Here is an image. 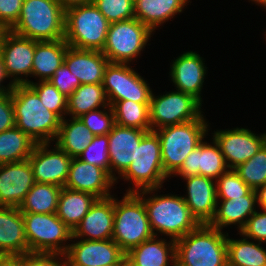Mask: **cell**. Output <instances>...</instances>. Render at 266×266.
I'll return each mask as SVG.
<instances>
[{
    "label": "cell",
    "mask_w": 266,
    "mask_h": 266,
    "mask_svg": "<svg viewBox=\"0 0 266 266\" xmlns=\"http://www.w3.org/2000/svg\"><path fill=\"white\" fill-rule=\"evenodd\" d=\"M159 189L161 190L154 188L137 192L143 199L154 236H160V233L177 240L195 230L200 224L192 216L183 197L174 194L158 195Z\"/></svg>",
    "instance_id": "1"
},
{
    "label": "cell",
    "mask_w": 266,
    "mask_h": 266,
    "mask_svg": "<svg viewBox=\"0 0 266 266\" xmlns=\"http://www.w3.org/2000/svg\"><path fill=\"white\" fill-rule=\"evenodd\" d=\"M11 100L15 127L36 143L55 141L61 119L42 104L38 94L29 85H15L11 91Z\"/></svg>",
    "instance_id": "2"
},
{
    "label": "cell",
    "mask_w": 266,
    "mask_h": 266,
    "mask_svg": "<svg viewBox=\"0 0 266 266\" xmlns=\"http://www.w3.org/2000/svg\"><path fill=\"white\" fill-rule=\"evenodd\" d=\"M175 266H228L227 233L209 224L175 240Z\"/></svg>",
    "instance_id": "3"
},
{
    "label": "cell",
    "mask_w": 266,
    "mask_h": 266,
    "mask_svg": "<svg viewBox=\"0 0 266 266\" xmlns=\"http://www.w3.org/2000/svg\"><path fill=\"white\" fill-rule=\"evenodd\" d=\"M65 10L58 0H23L12 32L37 41L64 39Z\"/></svg>",
    "instance_id": "4"
},
{
    "label": "cell",
    "mask_w": 266,
    "mask_h": 266,
    "mask_svg": "<svg viewBox=\"0 0 266 266\" xmlns=\"http://www.w3.org/2000/svg\"><path fill=\"white\" fill-rule=\"evenodd\" d=\"M204 117L202 115L193 121L155 130L161 143L163 170L168 177L173 176L181 168L187 155L205 140L209 124Z\"/></svg>",
    "instance_id": "5"
},
{
    "label": "cell",
    "mask_w": 266,
    "mask_h": 266,
    "mask_svg": "<svg viewBox=\"0 0 266 266\" xmlns=\"http://www.w3.org/2000/svg\"><path fill=\"white\" fill-rule=\"evenodd\" d=\"M118 178L133 185L126 193L163 187L169 177L163 170L161 143L156 131L150 130L143 136L135 159Z\"/></svg>",
    "instance_id": "6"
},
{
    "label": "cell",
    "mask_w": 266,
    "mask_h": 266,
    "mask_svg": "<svg viewBox=\"0 0 266 266\" xmlns=\"http://www.w3.org/2000/svg\"><path fill=\"white\" fill-rule=\"evenodd\" d=\"M109 22L92 3L65 10L64 39L73 48L101 51Z\"/></svg>",
    "instance_id": "7"
},
{
    "label": "cell",
    "mask_w": 266,
    "mask_h": 266,
    "mask_svg": "<svg viewBox=\"0 0 266 266\" xmlns=\"http://www.w3.org/2000/svg\"><path fill=\"white\" fill-rule=\"evenodd\" d=\"M154 236L143 199L137 193H124L121 200L114 196V228L112 239L128 253Z\"/></svg>",
    "instance_id": "8"
},
{
    "label": "cell",
    "mask_w": 266,
    "mask_h": 266,
    "mask_svg": "<svg viewBox=\"0 0 266 266\" xmlns=\"http://www.w3.org/2000/svg\"><path fill=\"white\" fill-rule=\"evenodd\" d=\"M28 253L65 254L72 242L71 230L56 213H22ZM67 243V244H66Z\"/></svg>",
    "instance_id": "9"
},
{
    "label": "cell",
    "mask_w": 266,
    "mask_h": 266,
    "mask_svg": "<svg viewBox=\"0 0 266 266\" xmlns=\"http://www.w3.org/2000/svg\"><path fill=\"white\" fill-rule=\"evenodd\" d=\"M152 34L136 18L111 23L102 53L109 63L130 64L141 55Z\"/></svg>",
    "instance_id": "10"
},
{
    "label": "cell",
    "mask_w": 266,
    "mask_h": 266,
    "mask_svg": "<svg viewBox=\"0 0 266 266\" xmlns=\"http://www.w3.org/2000/svg\"><path fill=\"white\" fill-rule=\"evenodd\" d=\"M202 104L194 96L178 90L158 96L152 92L149 104L151 130L199 119L204 113Z\"/></svg>",
    "instance_id": "11"
},
{
    "label": "cell",
    "mask_w": 266,
    "mask_h": 266,
    "mask_svg": "<svg viewBox=\"0 0 266 266\" xmlns=\"http://www.w3.org/2000/svg\"><path fill=\"white\" fill-rule=\"evenodd\" d=\"M110 106L116 101L150 103L152 90L130 64L108 63L102 83Z\"/></svg>",
    "instance_id": "12"
},
{
    "label": "cell",
    "mask_w": 266,
    "mask_h": 266,
    "mask_svg": "<svg viewBox=\"0 0 266 266\" xmlns=\"http://www.w3.org/2000/svg\"><path fill=\"white\" fill-rule=\"evenodd\" d=\"M34 52V39L0 30V53L7 75L15 85L30 84L28 76L31 78Z\"/></svg>",
    "instance_id": "13"
},
{
    "label": "cell",
    "mask_w": 266,
    "mask_h": 266,
    "mask_svg": "<svg viewBox=\"0 0 266 266\" xmlns=\"http://www.w3.org/2000/svg\"><path fill=\"white\" fill-rule=\"evenodd\" d=\"M72 240L65 253L66 266H126V253L113 239Z\"/></svg>",
    "instance_id": "14"
},
{
    "label": "cell",
    "mask_w": 266,
    "mask_h": 266,
    "mask_svg": "<svg viewBox=\"0 0 266 266\" xmlns=\"http://www.w3.org/2000/svg\"><path fill=\"white\" fill-rule=\"evenodd\" d=\"M229 169L252 158L266 143V133L256 134L247 128L216 130L212 135Z\"/></svg>",
    "instance_id": "15"
},
{
    "label": "cell",
    "mask_w": 266,
    "mask_h": 266,
    "mask_svg": "<svg viewBox=\"0 0 266 266\" xmlns=\"http://www.w3.org/2000/svg\"><path fill=\"white\" fill-rule=\"evenodd\" d=\"M51 143H36L28 158L35 182L64 187L72 158L56 144L51 149ZM50 148V150H49Z\"/></svg>",
    "instance_id": "16"
},
{
    "label": "cell",
    "mask_w": 266,
    "mask_h": 266,
    "mask_svg": "<svg viewBox=\"0 0 266 266\" xmlns=\"http://www.w3.org/2000/svg\"><path fill=\"white\" fill-rule=\"evenodd\" d=\"M34 184L28 159L0 164V206L19 207Z\"/></svg>",
    "instance_id": "17"
},
{
    "label": "cell",
    "mask_w": 266,
    "mask_h": 266,
    "mask_svg": "<svg viewBox=\"0 0 266 266\" xmlns=\"http://www.w3.org/2000/svg\"><path fill=\"white\" fill-rule=\"evenodd\" d=\"M172 61L169 77L171 76L175 89L194 96L202 103L201 92L208 71L204 58L190 50Z\"/></svg>",
    "instance_id": "18"
},
{
    "label": "cell",
    "mask_w": 266,
    "mask_h": 266,
    "mask_svg": "<svg viewBox=\"0 0 266 266\" xmlns=\"http://www.w3.org/2000/svg\"><path fill=\"white\" fill-rule=\"evenodd\" d=\"M115 180L101 167L72 158L65 188L88 192L98 199L111 197Z\"/></svg>",
    "instance_id": "19"
},
{
    "label": "cell",
    "mask_w": 266,
    "mask_h": 266,
    "mask_svg": "<svg viewBox=\"0 0 266 266\" xmlns=\"http://www.w3.org/2000/svg\"><path fill=\"white\" fill-rule=\"evenodd\" d=\"M150 130L122 127L115 124L108 133L110 176L118 183V177L128 168L136 156V148ZM116 172V173H115Z\"/></svg>",
    "instance_id": "20"
},
{
    "label": "cell",
    "mask_w": 266,
    "mask_h": 266,
    "mask_svg": "<svg viewBox=\"0 0 266 266\" xmlns=\"http://www.w3.org/2000/svg\"><path fill=\"white\" fill-rule=\"evenodd\" d=\"M212 139L210 143L202 141L196 149L191 151L181 168L172 177L179 175L180 178H186L202 175L216 181L221 174L227 171L229 168L220 147L214 138Z\"/></svg>",
    "instance_id": "21"
},
{
    "label": "cell",
    "mask_w": 266,
    "mask_h": 266,
    "mask_svg": "<svg viewBox=\"0 0 266 266\" xmlns=\"http://www.w3.org/2000/svg\"><path fill=\"white\" fill-rule=\"evenodd\" d=\"M186 181V196H182L192 216L199 224H210L217 208L216 181L202 175L181 178Z\"/></svg>",
    "instance_id": "22"
},
{
    "label": "cell",
    "mask_w": 266,
    "mask_h": 266,
    "mask_svg": "<svg viewBox=\"0 0 266 266\" xmlns=\"http://www.w3.org/2000/svg\"><path fill=\"white\" fill-rule=\"evenodd\" d=\"M114 228V195L97 199L74 228L72 238L84 240L112 239ZM85 237V238H84Z\"/></svg>",
    "instance_id": "23"
},
{
    "label": "cell",
    "mask_w": 266,
    "mask_h": 266,
    "mask_svg": "<svg viewBox=\"0 0 266 266\" xmlns=\"http://www.w3.org/2000/svg\"><path fill=\"white\" fill-rule=\"evenodd\" d=\"M109 61L101 51L68 47L64 64L81 84H102Z\"/></svg>",
    "instance_id": "24"
},
{
    "label": "cell",
    "mask_w": 266,
    "mask_h": 266,
    "mask_svg": "<svg viewBox=\"0 0 266 266\" xmlns=\"http://www.w3.org/2000/svg\"><path fill=\"white\" fill-rule=\"evenodd\" d=\"M153 236L126 253V266H175V240Z\"/></svg>",
    "instance_id": "25"
},
{
    "label": "cell",
    "mask_w": 266,
    "mask_h": 266,
    "mask_svg": "<svg viewBox=\"0 0 266 266\" xmlns=\"http://www.w3.org/2000/svg\"><path fill=\"white\" fill-rule=\"evenodd\" d=\"M28 253L24 220L18 207L0 206V255Z\"/></svg>",
    "instance_id": "26"
},
{
    "label": "cell",
    "mask_w": 266,
    "mask_h": 266,
    "mask_svg": "<svg viewBox=\"0 0 266 266\" xmlns=\"http://www.w3.org/2000/svg\"><path fill=\"white\" fill-rule=\"evenodd\" d=\"M256 205L255 190L242 197L217 200L216 213L209 225L221 231L224 227L235 225L240 232L248 218L256 211Z\"/></svg>",
    "instance_id": "27"
},
{
    "label": "cell",
    "mask_w": 266,
    "mask_h": 266,
    "mask_svg": "<svg viewBox=\"0 0 266 266\" xmlns=\"http://www.w3.org/2000/svg\"><path fill=\"white\" fill-rule=\"evenodd\" d=\"M190 0H134L135 18L153 33L155 29L182 13Z\"/></svg>",
    "instance_id": "28"
},
{
    "label": "cell",
    "mask_w": 266,
    "mask_h": 266,
    "mask_svg": "<svg viewBox=\"0 0 266 266\" xmlns=\"http://www.w3.org/2000/svg\"><path fill=\"white\" fill-rule=\"evenodd\" d=\"M68 47L65 39L56 41L35 40L31 77L39 78L38 81H48L64 63Z\"/></svg>",
    "instance_id": "29"
},
{
    "label": "cell",
    "mask_w": 266,
    "mask_h": 266,
    "mask_svg": "<svg viewBox=\"0 0 266 266\" xmlns=\"http://www.w3.org/2000/svg\"><path fill=\"white\" fill-rule=\"evenodd\" d=\"M65 118L60 122L59 132L54 142L71 158H78L89 146L95 135L80 118Z\"/></svg>",
    "instance_id": "30"
},
{
    "label": "cell",
    "mask_w": 266,
    "mask_h": 266,
    "mask_svg": "<svg viewBox=\"0 0 266 266\" xmlns=\"http://www.w3.org/2000/svg\"><path fill=\"white\" fill-rule=\"evenodd\" d=\"M97 199L91 193L74 191L63 187L59 196L56 214L64 224L74 230Z\"/></svg>",
    "instance_id": "31"
},
{
    "label": "cell",
    "mask_w": 266,
    "mask_h": 266,
    "mask_svg": "<svg viewBox=\"0 0 266 266\" xmlns=\"http://www.w3.org/2000/svg\"><path fill=\"white\" fill-rule=\"evenodd\" d=\"M110 106L102 84H81L67 98V116L79 118L96 109Z\"/></svg>",
    "instance_id": "32"
},
{
    "label": "cell",
    "mask_w": 266,
    "mask_h": 266,
    "mask_svg": "<svg viewBox=\"0 0 266 266\" xmlns=\"http://www.w3.org/2000/svg\"><path fill=\"white\" fill-rule=\"evenodd\" d=\"M227 232L228 266H266V249L262 243L249 240L241 235V239H230Z\"/></svg>",
    "instance_id": "33"
},
{
    "label": "cell",
    "mask_w": 266,
    "mask_h": 266,
    "mask_svg": "<svg viewBox=\"0 0 266 266\" xmlns=\"http://www.w3.org/2000/svg\"><path fill=\"white\" fill-rule=\"evenodd\" d=\"M61 189L57 185L35 182L18 208L22 213H56Z\"/></svg>",
    "instance_id": "34"
},
{
    "label": "cell",
    "mask_w": 266,
    "mask_h": 266,
    "mask_svg": "<svg viewBox=\"0 0 266 266\" xmlns=\"http://www.w3.org/2000/svg\"><path fill=\"white\" fill-rule=\"evenodd\" d=\"M36 142L17 127L0 132V164L26 160Z\"/></svg>",
    "instance_id": "35"
},
{
    "label": "cell",
    "mask_w": 266,
    "mask_h": 266,
    "mask_svg": "<svg viewBox=\"0 0 266 266\" xmlns=\"http://www.w3.org/2000/svg\"><path fill=\"white\" fill-rule=\"evenodd\" d=\"M150 103H137L132 100L116 101L111 107L114 111L115 124L122 127L151 130Z\"/></svg>",
    "instance_id": "36"
},
{
    "label": "cell",
    "mask_w": 266,
    "mask_h": 266,
    "mask_svg": "<svg viewBox=\"0 0 266 266\" xmlns=\"http://www.w3.org/2000/svg\"><path fill=\"white\" fill-rule=\"evenodd\" d=\"M240 178L253 190L266 184V143L248 161L235 168Z\"/></svg>",
    "instance_id": "37"
},
{
    "label": "cell",
    "mask_w": 266,
    "mask_h": 266,
    "mask_svg": "<svg viewBox=\"0 0 266 266\" xmlns=\"http://www.w3.org/2000/svg\"><path fill=\"white\" fill-rule=\"evenodd\" d=\"M29 86L38 94L42 104L49 111L55 113L61 120L67 116V97L49 81H30Z\"/></svg>",
    "instance_id": "38"
},
{
    "label": "cell",
    "mask_w": 266,
    "mask_h": 266,
    "mask_svg": "<svg viewBox=\"0 0 266 266\" xmlns=\"http://www.w3.org/2000/svg\"><path fill=\"white\" fill-rule=\"evenodd\" d=\"M251 189L235 169H228L216 180L217 200H228L248 195Z\"/></svg>",
    "instance_id": "39"
},
{
    "label": "cell",
    "mask_w": 266,
    "mask_h": 266,
    "mask_svg": "<svg viewBox=\"0 0 266 266\" xmlns=\"http://www.w3.org/2000/svg\"><path fill=\"white\" fill-rule=\"evenodd\" d=\"M108 135L95 136L78 157L80 160L103 168L110 175Z\"/></svg>",
    "instance_id": "40"
},
{
    "label": "cell",
    "mask_w": 266,
    "mask_h": 266,
    "mask_svg": "<svg viewBox=\"0 0 266 266\" xmlns=\"http://www.w3.org/2000/svg\"><path fill=\"white\" fill-rule=\"evenodd\" d=\"M93 4L110 24L135 18L134 0H93Z\"/></svg>",
    "instance_id": "41"
},
{
    "label": "cell",
    "mask_w": 266,
    "mask_h": 266,
    "mask_svg": "<svg viewBox=\"0 0 266 266\" xmlns=\"http://www.w3.org/2000/svg\"><path fill=\"white\" fill-rule=\"evenodd\" d=\"M79 118L95 136L108 135L115 125L114 111L111 106L103 107V110L102 108L92 110Z\"/></svg>",
    "instance_id": "42"
},
{
    "label": "cell",
    "mask_w": 266,
    "mask_h": 266,
    "mask_svg": "<svg viewBox=\"0 0 266 266\" xmlns=\"http://www.w3.org/2000/svg\"><path fill=\"white\" fill-rule=\"evenodd\" d=\"M250 240L266 243V211L256 210L247 220L245 226L238 233Z\"/></svg>",
    "instance_id": "43"
},
{
    "label": "cell",
    "mask_w": 266,
    "mask_h": 266,
    "mask_svg": "<svg viewBox=\"0 0 266 266\" xmlns=\"http://www.w3.org/2000/svg\"><path fill=\"white\" fill-rule=\"evenodd\" d=\"M48 81L67 98L81 85L79 79L70 72L64 63Z\"/></svg>",
    "instance_id": "44"
},
{
    "label": "cell",
    "mask_w": 266,
    "mask_h": 266,
    "mask_svg": "<svg viewBox=\"0 0 266 266\" xmlns=\"http://www.w3.org/2000/svg\"><path fill=\"white\" fill-rule=\"evenodd\" d=\"M23 0H0V30H10L18 21Z\"/></svg>",
    "instance_id": "45"
},
{
    "label": "cell",
    "mask_w": 266,
    "mask_h": 266,
    "mask_svg": "<svg viewBox=\"0 0 266 266\" xmlns=\"http://www.w3.org/2000/svg\"><path fill=\"white\" fill-rule=\"evenodd\" d=\"M23 266H66V258L60 253H27L23 255Z\"/></svg>",
    "instance_id": "46"
},
{
    "label": "cell",
    "mask_w": 266,
    "mask_h": 266,
    "mask_svg": "<svg viewBox=\"0 0 266 266\" xmlns=\"http://www.w3.org/2000/svg\"><path fill=\"white\" fill-rule=\"evenodd\" d=\"M13 127H15V116L11 92L0 94V132Z\"/></svg>",
    "instance_id": "47"
},
{
    "label": "cell",
    "mask_w": 266,
    "mask_h": 266,
    "mask_svg": "<svg viewBox=\"0 0 266 266\" xmlns=\"http://www.w3.org/2000/svg\"><path fill=\"white\" fill-rule=\"evenodd\" d=\"M6 78L9 80V76L7 75L4 61L0 53V94L9 93L14 89L15 84L11 80L6 87L3 85V81L7 80Z\"/></svg>",
    "instance_id": "48"
},
{
    "label": "cell",
    "mask_w": 266,
    "mask_h": 266,
    "mask_svg": "<svg viewBox=\"0 0 266 266\" xmlns=\"http://www.w3.org/2000/svg\"><path fill=\"white\" fill-rule=\"evenodd\" d=\"M0 266H23V255H0Z\"/></svg>",
    "instance_id": "49"
},
{
    "label": "cell",
    "mask_w": 266,
    "mask_h": 266,
    "mask_svg": "<svg viewBox=\"0 0 266 266\" xmlns=\"http://www.w3.org/2000/svg\"><path fill=\"white\" fill-rule=\"evenodd\" d=\"M257 206L259 209L266 211V184L255 190Z\"/></svg>",
    "instance_id": "50"
},
{
    "label": "cell",
    "mask_w": 266,
    "mask_h": 266,
    "mask_svg": "<svg viewBox=\"0 0 266 266\" xmlns=\"http://www.w3.org/2000/svg\"><path fill=\"white\" fill-rule=\"evenodd\" d=\"M64 10L74 6L92 3L93 0H58Z\"/></svg>",
    "instance_id": "51"
},
{
    "label": "cell",
    "mask_w": 266,
    "mask_h": 266,
    "mask_svg": "<svg viewBox=\"0 0 266 266\" xmlns=\"http://www.w3.org/2000/svg\"><path fill=\"white\" fill-rule=\"evenodd\" d=\"M254 2L256 5H259L260 7H264L266 9V0H249Z\"/></svg>",
    "instance_id": "52"
}]
</instances>
